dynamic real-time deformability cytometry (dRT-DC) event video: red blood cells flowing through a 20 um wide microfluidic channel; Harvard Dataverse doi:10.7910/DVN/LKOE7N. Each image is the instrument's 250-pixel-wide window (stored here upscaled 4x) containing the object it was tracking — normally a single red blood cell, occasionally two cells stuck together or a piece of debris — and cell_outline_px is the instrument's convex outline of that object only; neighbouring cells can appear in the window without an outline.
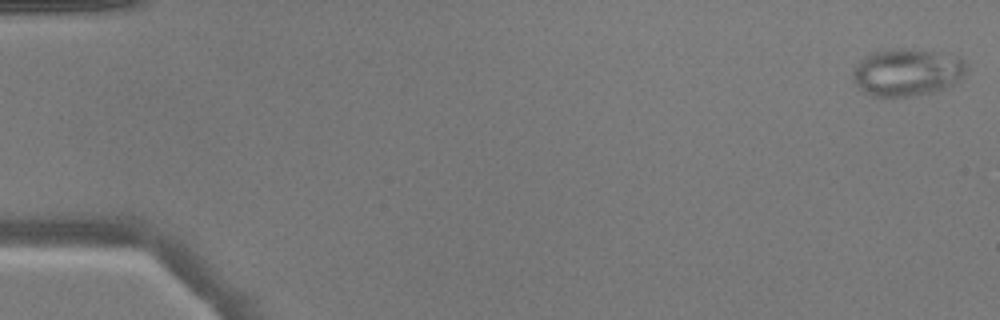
{"species": "common noctule bat (a hibernating species)", "species_latin": "Nyctalus noctula", "temperature_condition": "warm", "stored_images_in_passage": 13, "camera_frame_rate_fps": 3000, "um_per_image_px": 0.085, "animal": {"sex": "male", "body_mass_g": 17.9}, "frame": {"image": 1, "passage_image": 1, "time_ms": 0.0, "image_size_px": [1000, 320], "cell_outline_px": [[968, 64], [964, 76], [960, 80], [936, 92], [916, 96], [872, 96], [864, 92], [852, 80], [852, 72], [856, 64], [864, 56], [872, 52], [908, 48], [952, 52], [960, 56]], "centroid_in_image_um": [77.17, 6.12], "position_along_channel_um": 7.8, "area_um2": 32.14}}